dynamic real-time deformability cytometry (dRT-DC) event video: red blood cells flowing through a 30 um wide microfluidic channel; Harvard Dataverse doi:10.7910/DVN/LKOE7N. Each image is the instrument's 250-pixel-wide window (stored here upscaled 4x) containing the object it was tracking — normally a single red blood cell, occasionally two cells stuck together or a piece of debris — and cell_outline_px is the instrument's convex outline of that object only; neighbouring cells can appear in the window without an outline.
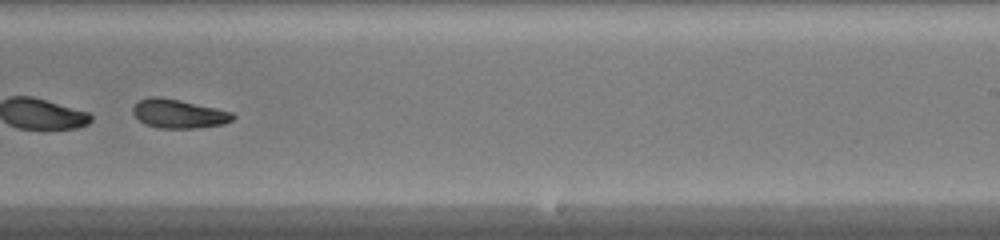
{"species": "common noctule bat (a hibernating species)", "species_latin": "Nyctalus noctula", "temperature_condition": "warm", "stored_images_in_passage": 50, "segment_of_instrument_passage": [2, 2], "camera_frame_rate_fps": 3000, "um_per_image_px": 0.085, "animal": {"sex": "female", "body_mass_g": 20.0, "forearm_length_mm": 54.0}, "frame": {"image": 1, "passage_image": 33, "time_ms": 10.667, "image_size_px": [1000, 240], "cell_outline_px": [[236, 116], [232, 120], [224, 124], [196, 128], [160, 128], [144, 124], [132, 112], [132, 108], [140, 100], [148, 96], [160, 96], [180, 100], [216, 108], [232, 112]], "centroid_in_image_um": [15.19, 9.66], "position_along_channel_um": 273.8, "area_um2": 16.82}}
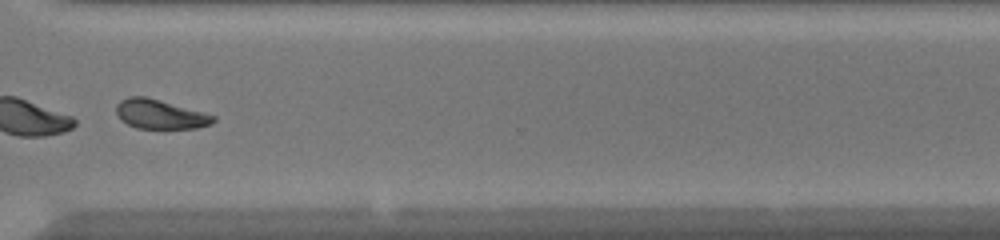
{"frame": {"image": 2, "passage_image": 39, "time_ms": 12.667, "image_size_px": [1000, 240], "cell_outline_px": [[216, 120], [212, 124], [196, 128], [136, 128], [120, 120], [116, 112], [116, 104], [120, 100], [128, 96], [144, 96], [204, 112], [216, 116]], "centroid_in_image_um": [13.6, 9.71], "position_along_channel_um": 357.0, "area_um2": 16.59}}